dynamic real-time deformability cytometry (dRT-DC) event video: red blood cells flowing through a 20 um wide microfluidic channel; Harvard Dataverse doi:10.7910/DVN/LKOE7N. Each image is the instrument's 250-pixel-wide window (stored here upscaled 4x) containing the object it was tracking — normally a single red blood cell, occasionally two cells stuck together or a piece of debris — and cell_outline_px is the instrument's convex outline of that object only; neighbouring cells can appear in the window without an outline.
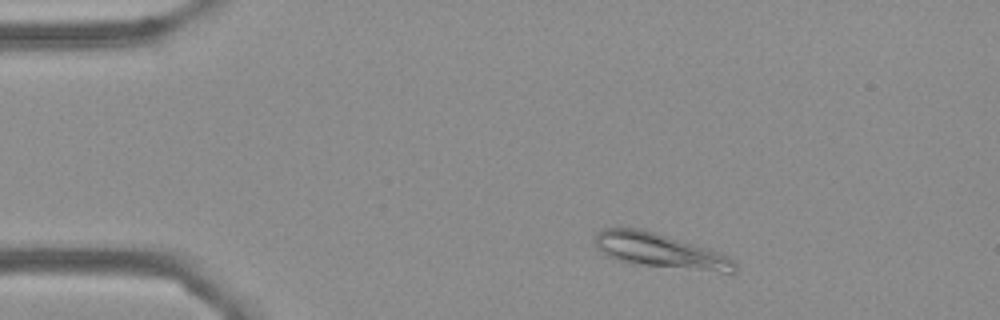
{"species": "Egyptian fruit bat (a non-hibernating species)", "species_latin": "Rousettus aegyptiacus", "temperature_condition": "cold", "stored_images_in_passage": 52, "camera_frame_rate_fps": 3000, "um_per_image_px": 0.085, "frame": {"image": 1, "passage_image": 5, "time_ms": 1.333, "image_size_px": [1000, 320], "cell_outline_px": [[736, 272], [720, 272], [636, 264], [616, 260], [608, 256], [596, 248], [592, 240], [596, 232], [604, 228], [640, 228], [656, 232], [720, 252], [728, 256], [736, 264]], "centroid_in_image_um": [56.04, 21.29], "position_along_channel_um": 29.0, "area_um2": 28.15}}
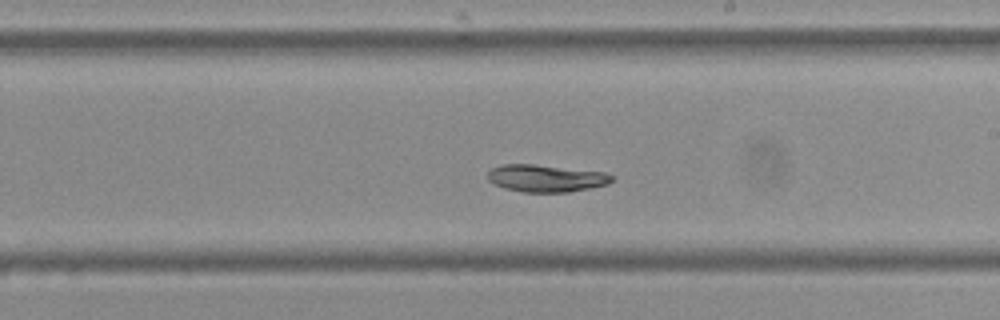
{"frame": {"image": 2, "passage_image": 28, "time_ms": 9.0, "image_size_px": [1000, 320], "cell_outline_px": [[616, 176], [608, 184], [568, 192], [524, 192], [504, 188], [488, 180], [488, 172], [492, 168], [504, 164], [532, 164], [604, 172]], "centroid_in_image_um": [46.42, 15.15], "position_along_channel_um": 242.6, "area_um2": 19.54}}
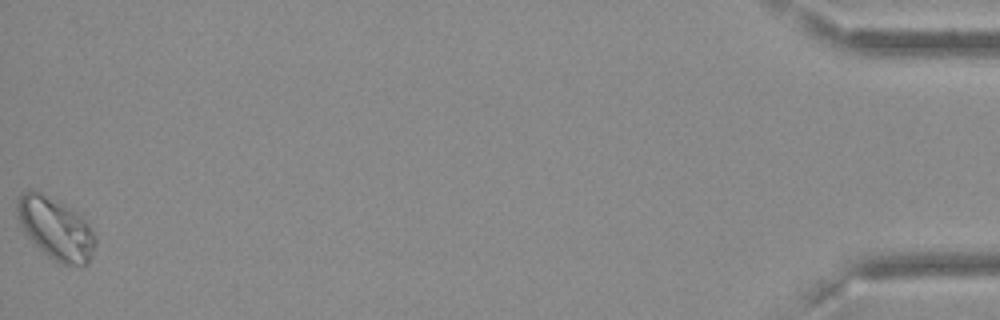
{"frame": {"image": 3, "passage_image": 52, "time_ms": 17.0, "image_size_px": [1000, 320], "cell_outline_px": [[96, 244], [92, 256], [88, 264], [60, 264], [48, 256], [20, 228], [16, 216], [16, 200], [20, 192], [28, 188], [32, 188], [40, 192], [68, 208], [80, 216], [88, 224], [96, 236]], "centroid_in_image_um": [4.68, 19.4], "position_along_channel_um": 430.5, "area_um2": 28.15}, "authors_computed_cell_mechanics": {"area_um2": 21.2126, "velocity_mm_per_s": 3.5612, "shape_relaxation_time_tau1_ms": 8.8415, "shape_relaxation_time_tau2_ms": null, "deformation_change_tau1": 0.1438, "deformation_change_tau2": null}}